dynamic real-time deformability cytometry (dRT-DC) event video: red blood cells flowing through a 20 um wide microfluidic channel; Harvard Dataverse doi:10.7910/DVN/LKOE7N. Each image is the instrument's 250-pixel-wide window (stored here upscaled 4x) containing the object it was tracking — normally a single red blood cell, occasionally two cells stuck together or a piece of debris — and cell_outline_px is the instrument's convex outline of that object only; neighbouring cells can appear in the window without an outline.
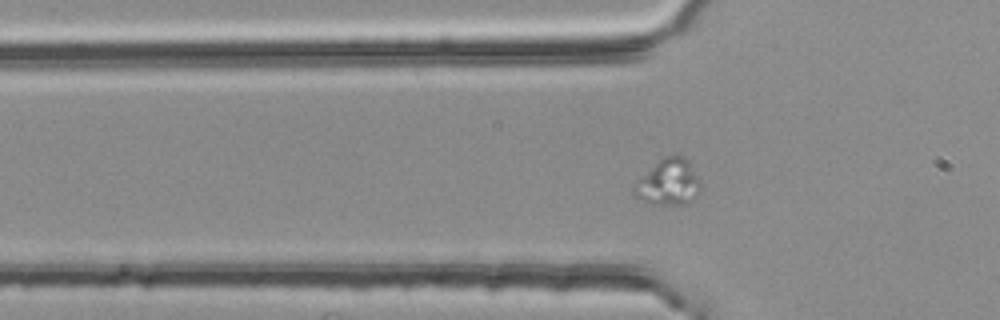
{"species": "common noctule bat (a hibernating species)", "species_latin": "Nyctalus noctula", "temperature_condition": "room temperature", "stored_images_in_passage": 24, "camera_frame_rate_fps": 3000, "um_per_image_px": 0.085, "animal": {"sex": "female", "body_mass_g": 25.1}, "frame": {"image": 1, "passage_image": 2, "time_ms": 0.333, "image_size_px": [1000, 320], "cell_outline_px": [[700, 188], [696, 196], [688, 204], [652, 204], [640, 200], [632, 192], [632, 184], [660, 156], [684, 156], [688, 160], [700, 180]], "centroid_in_image_um": [56.77, 15.48], "position_along_channel_um": 69.0, "area_um2": 18.26}}
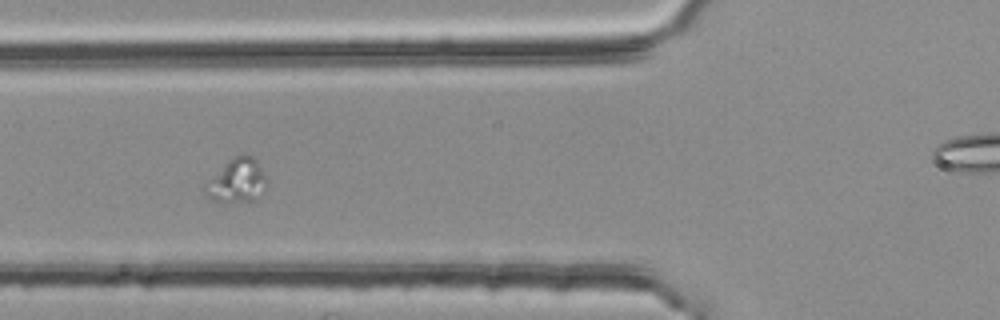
{"frame": {"image": 2, "passage_image": 5, "time_ms": 1.333, "image_size_px": [1000, 320], "cell_outline_px": [[268, 184], [252, 200], [212, 200], [204, 192], [204, 184], [228, 160], [236, 156], [252, 156], [260, 164], [268, 180]], "centroid_in_image_um": [20.14, 15.32], "position_along_channel_um": 105.7, "area_um2": 15.14}}